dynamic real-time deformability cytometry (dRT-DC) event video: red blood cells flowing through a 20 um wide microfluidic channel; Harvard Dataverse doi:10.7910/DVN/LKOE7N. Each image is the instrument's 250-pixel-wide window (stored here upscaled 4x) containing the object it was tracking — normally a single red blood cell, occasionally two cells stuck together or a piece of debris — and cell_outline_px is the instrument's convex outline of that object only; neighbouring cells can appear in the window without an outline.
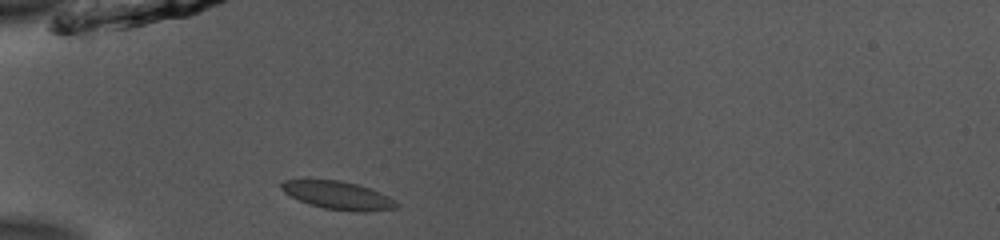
{"species": "common noctule bat (a hibernating species)", "species_latin": "Nyctalus noctula", "temperature_condition": "room temperature", "stored_images_in_passage": 37, "camera_frame_rate_fps": 3000, "um_per_image_px": 0.085, "animal": {"sex": "male", "body_mass_g": 13.0, "forearm_length_mm": 53.1}, "frame": {"image": 1, "passage_image": 1, "time_ms": 0.0, "image_size_px": [1000, 240], "cell_outline_px": [[400, 204], [396, 208], [364, 212], [352, 212], [324, 208], [308, 204], [284, 192], [280, 188], [280, 184], [284, 180], [340, 180], [356, 184], [380, 192], [396, 200]], "centroid_in_image_um": [28.76, 16.62], "position_along_channel_um": 56.2, "area_um2": 18.79}}
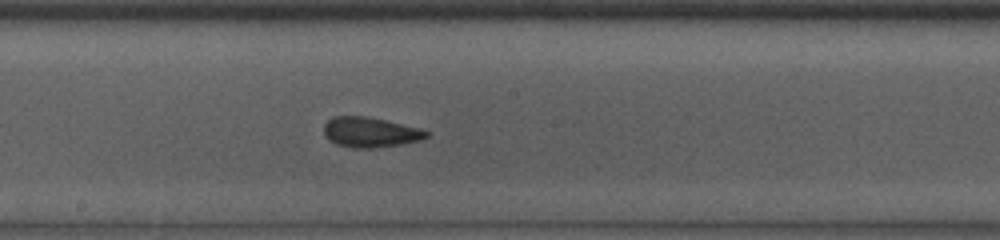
{"frame": {"image": 2, "passage_image": 14, "time_ms": 4.333, "image_size_px": [1000, 240], "cell_outline_px": [[428, 136], [420, 140], [400, 144], [376, 148], [352, 148], [336, 144], [328, 140], [324, 132], [324, 124], [332, 116], [364, 116], [384, 120], [420, 128], [428, 132]], "centroid_in_image_um": [31.43, 11.24], "position_along_channel_um": 216.8, "area_um2": 17.92}}
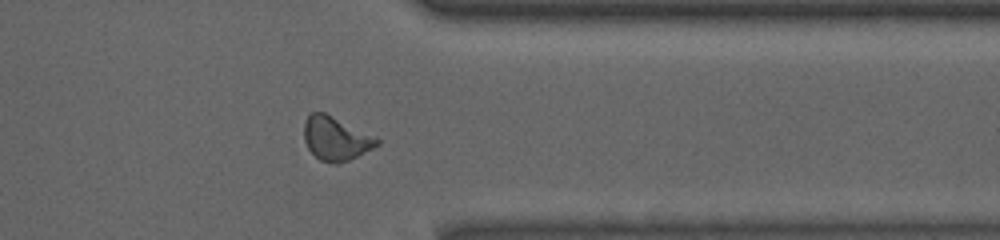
{"frame": {"image": 3, "passage_image": 27, "time_ms": 8.667, "image_size_px": [1000, 240], "cell_outline_px": [[380, 144], [348, 160], [336, 164], [320, 160], [308, 148], [304, 140], [304, 124], [308, 116], [312, 112], [324, 112], [380, 140]], "centroid_in_image_um": [28.5, 11.78], "position_along_channel_um": 382.9, "area_um2": 17.98}, "authors_computed_cell_mechanics": {"area_um2": 18.207, "velocity_mm_per_s": 3.8982, "shape_relaxation_time_tau1_ms": 2.7018, "shape_relaxation_time_tau2_ms": 2.1893, "deformation_change_tau1": 0.1203, "deformation_change_tau2": 0.0467}}